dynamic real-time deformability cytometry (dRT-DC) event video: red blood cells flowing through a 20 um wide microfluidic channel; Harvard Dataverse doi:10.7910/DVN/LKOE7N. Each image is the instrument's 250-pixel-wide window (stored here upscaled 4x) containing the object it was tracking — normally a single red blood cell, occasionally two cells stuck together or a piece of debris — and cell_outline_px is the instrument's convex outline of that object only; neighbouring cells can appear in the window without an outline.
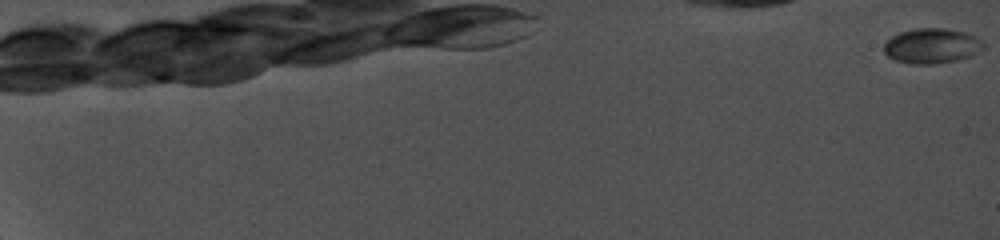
{"species": "common noctule bat (a hibernating species)", "species_latin": "Nyctalus noctula", "temperature_condition": "cold", "stored_images_in_passage": 7, "camera_frame_rate_fps": 5000, "um_per_image_px": 0.085, "animal": {"sex": "female", "body_mass_g": 19.0, "forearm_length_mm": 56.7}, "frame": {"image": 1, "passage_image": 1, "time_ms": 0.0, "image_size_px": [1000, 240], "cell_outline_px": [[984, 48], [980, 52], [972, 56], [960, 60], [936, 64], [912, 64], [896, 60], [888, 56], [884, 52], [884, 44], [892, 36], [900, 32], [916, 28], [944, 28], [964, 32], [976, 36], [984, 40]], "centroid_in_image_um": [79.26, 3.91], "position_along_channel_um": 5.7, "area_um2": 20.63}}